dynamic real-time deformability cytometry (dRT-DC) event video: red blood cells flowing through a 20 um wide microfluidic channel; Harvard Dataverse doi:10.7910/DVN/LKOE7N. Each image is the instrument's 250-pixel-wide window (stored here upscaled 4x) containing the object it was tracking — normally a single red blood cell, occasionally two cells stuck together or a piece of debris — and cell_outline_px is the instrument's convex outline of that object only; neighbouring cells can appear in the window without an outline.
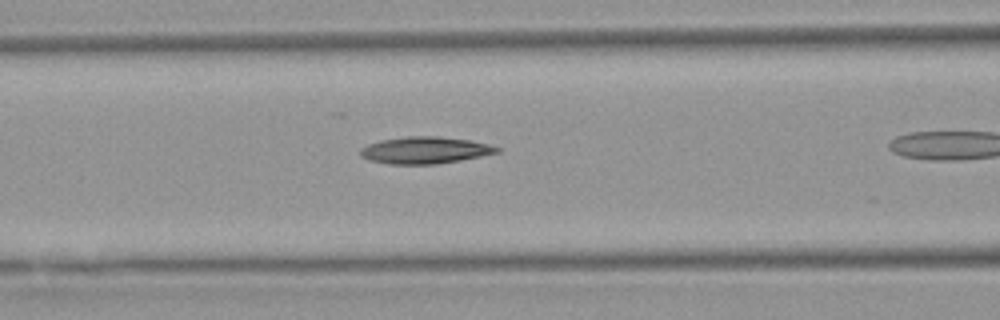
{"species": "Egyptian fruit bat (a non-hibernating species)", "species_latin": "Rousettus aegyptiacus", "temperature_condition": "warm", "stored_images_in_passage": 23, "camera_frame_rate_fps": 3000, "um_per_image_px": 0.085, "animal": {"sex": "female"}, "frame": {"image": 1, "passage_image": 4, "time_ms": 1.0, "image_size_px": [1000, 320], "cell_outline_px": [[500, 152], [460, 160], [436, 164], [388, 164], [372, 160], [360, 156], [360, 148], [368, 144], [380, 140], [404, 136], [440, 136], [472, 140], [488, 144], [500, 148]], "centroid_in_image_um": [36.12, 12.75], "position_along_channel_um": 130.5, "area_um2": 21.44}}
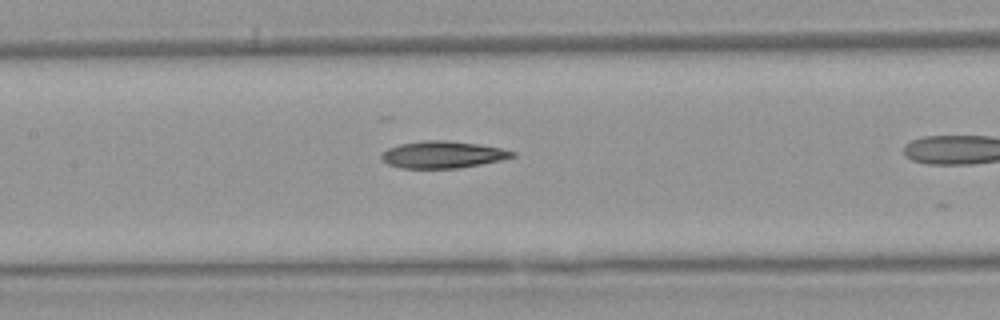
{"frame": {"image": 2, "passage_image": 7, "time_ms": 2.0, "image_size_px": [1000, 320], "cell_outline_px": [[516, 156], [500, 160], [460, 168], [400, 168], [388, 164], [380, 156], [388, 148], [400, 144], [424, 140], [444, 140], [476, 144], [500, 148], [516, 152]], "centroid_in_image_um": [37.62, 13.14], "position_along_channel_um": 169.8, "area_um2": 20.35}}
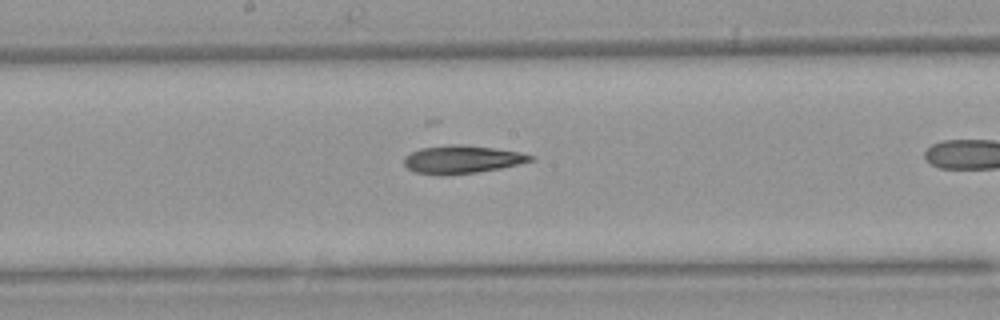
{"frame": {"image": 3, "passage_image": 10, "time_ms": 3.0, "image_size_px": [1000, 320], "cell_outline_px": [[536, 156], [532, 160], [500, 168], [476, 172], [444, 176], [440, 176], [416, 172], [408, 168], [404, 164], [404, 156], [420, 148], [452, 144], [460, 144], [492, 148], [520, 152]], "centroid_in_image_um": [39.23, 13.55], "position_along_channel_um": 209.0, "area_um2": 20.52}}